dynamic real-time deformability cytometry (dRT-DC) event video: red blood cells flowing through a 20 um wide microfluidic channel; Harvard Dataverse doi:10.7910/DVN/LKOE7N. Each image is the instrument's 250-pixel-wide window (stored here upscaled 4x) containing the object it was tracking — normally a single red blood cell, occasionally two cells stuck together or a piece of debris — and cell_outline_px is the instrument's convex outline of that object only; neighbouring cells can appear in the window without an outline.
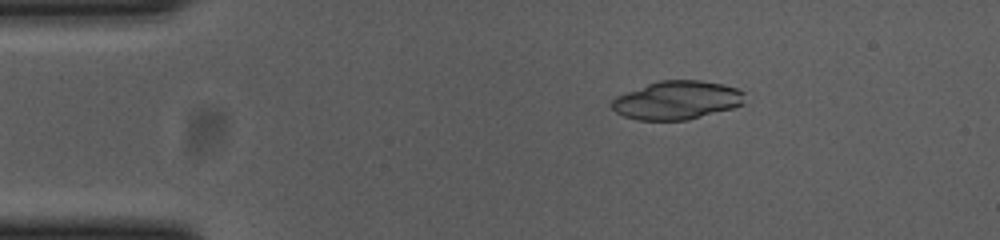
{"species": "common noctule bat (a hibernating species)", "species_latin": "Nyctalus noctula", "temperature_condition": "cold", "stored_images_in_passage": 47, "camera_frame_rate_fps": 3000, "um_per_image_px": 0.085, "animal": {"sex": "female", "body_mass_g": 23.0, "forearm_length_mm": 53.4}, "frame": {"image": 1, "passage_image": 2, "time_ms": 0.333, "image_size_px": [1000, 240], "cell_outline_px": [[744, 104], [732, 108], [688, 120], [636, 120], [624, 116], [616, 112], [612, 108], [612, 100], [616, 96], [648, 84], [660, 80], [700, 80], [724, 84], [736, 88], [744, 92]], "centroid_in_image_um": [57.56, 8.52], "position_along_channel_um": 27.4, "area_um2": 29.77}}